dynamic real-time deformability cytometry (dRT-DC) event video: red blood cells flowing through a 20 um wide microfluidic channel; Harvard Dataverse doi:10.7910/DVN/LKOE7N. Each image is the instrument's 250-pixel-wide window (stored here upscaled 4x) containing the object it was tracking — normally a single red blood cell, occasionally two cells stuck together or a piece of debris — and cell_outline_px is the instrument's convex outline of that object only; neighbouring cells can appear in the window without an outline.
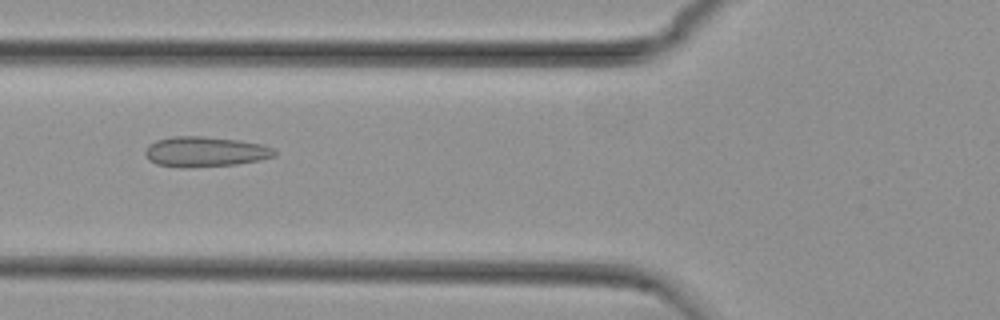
{"species": "common noctule bat (a hibernating species)", "species_latin": "Nyctalus noctula", "temperature_condition": "cold", "stored_images_in_passage": 48, "camera_frame_rate_fps": 3000, "um_per_image_px": 0.085, "animal": {"sex": "female", "body_mass_g": 29.2, "forearm_length_mm": 56.3}, "frame": {"image": 1, "passage_image": 14, "time_ms": 4.333, "image_size_px": [1000, 320], "cell_outline_px": [[276, 156], [260, 160], [236, 164], [188, 168], [180, 168], [156, 164], [148, 160], [144, 152], [148, 144], [156, 140], [172, 136], [200, 136], [240, 140], [260, 144], [272, 148], [276, 152]], "centroid_in_image_um": [17.39, 12.9], "position_along_channel_um": 108.4, "area_um2": 22.95}}
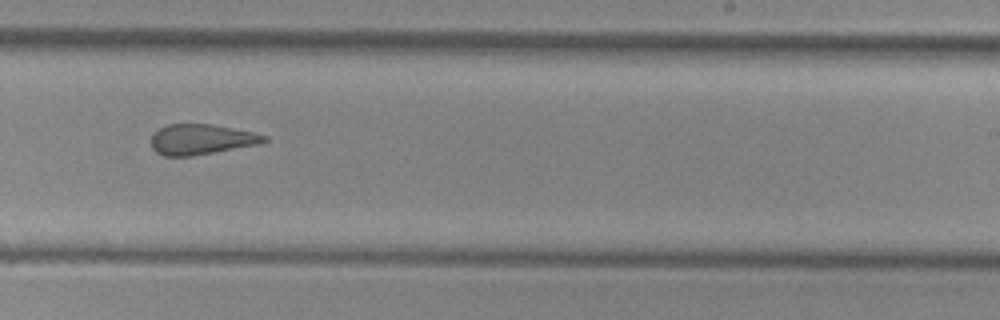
{"frame": {"image": 2, "passage_image": 27, "time_ms": 8.667, "image_size_px": [1000, 320], "cell_outline_px": [[268, 140], [260, 144], [192, 156], [164, 156], [156, 152], [152, 148], [152, 132], [168, 124], [212, 124], [252, 132], [268, 136]], "centroid_in_image_um": [17.1, 11.85], "position_along_channel_um": 271.9, "area_um2": 20.0}}
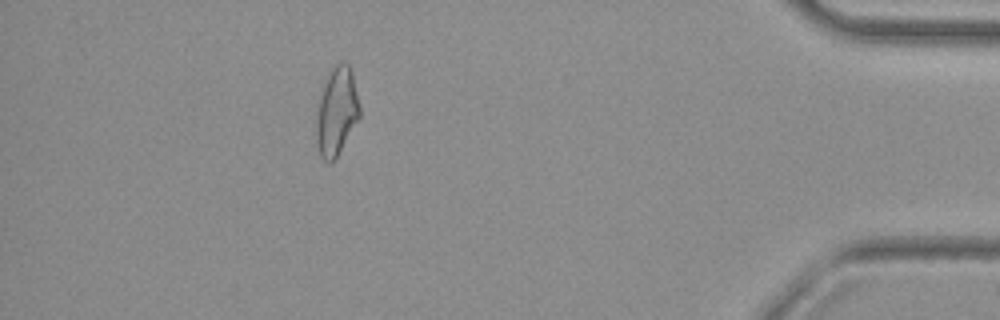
{"frame": {"image": 3, "passage_image": 42, "time_ms": 13.667, "image_size_px": [1000, 320], "cell_outline_px": [[360, 116], [332, 164], [328, 164], [320, 156], [316, 140], [316, 112], [320, 96], [328, 72], [340, 60], [344, 60], [348, 64], [352, 72], [360, 104]], "centroid_in_image_um": [28.6, 9.46], "position_along_channel_um": 406.6, "area_um2": 22.43}, "authors_computed_cell_mechanics": {"area_um2": 21.9929, "velocity_mm_per_s": 3.7815, "shape_relaxation_time_tau1_ms": null, "shape_relaxation_time_tau2_ms": 1.8827, "deformation_change_tau1": null, "deformation_change_tau2": 0.0881}}